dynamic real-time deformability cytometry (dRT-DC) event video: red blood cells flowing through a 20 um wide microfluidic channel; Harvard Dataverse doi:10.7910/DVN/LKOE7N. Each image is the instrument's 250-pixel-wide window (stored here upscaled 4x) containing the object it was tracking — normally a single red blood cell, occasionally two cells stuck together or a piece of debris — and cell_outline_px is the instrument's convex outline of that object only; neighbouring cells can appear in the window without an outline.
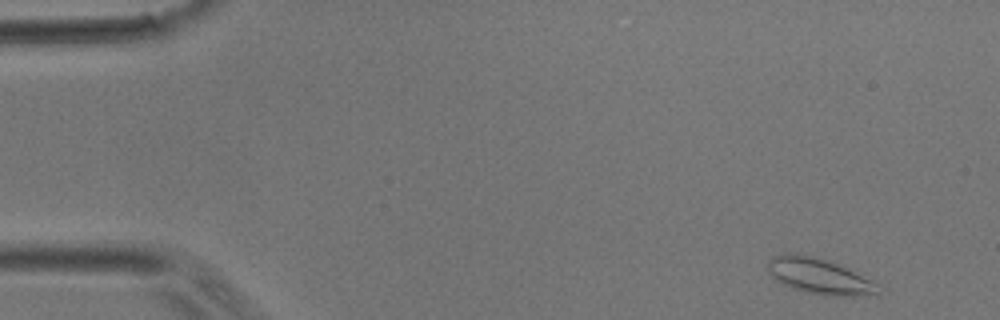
{"species": "common noctule bat (a hibernating species)", "species_latin": "Nyctalus noctula", "temperature_condition": "room temperature", "stored_images_in_passage": 4, "camera_frame_rate_fps": 3000, "um_per_image_px": 0.085, "animal": {"sex": "male", "body_mass_g": 17.9}, "frame": {"image": 1, "passage_image": 1, "time_ms": 0.0, "image_size_px": [1000, 320], "cell_outline_px": [[880, 292], [856, 296], [824, 296], [804, 292], [780, 284], [768, 272], [768, 260], [784, 252], [788, 252], [812, 256], [828, 260], [848, 268], [872, 280], [876, 284]], "centroid_in_image_um": [69.59, 23.48], "position_along_channel_um": 15.4, "area_um2": 23.06}}